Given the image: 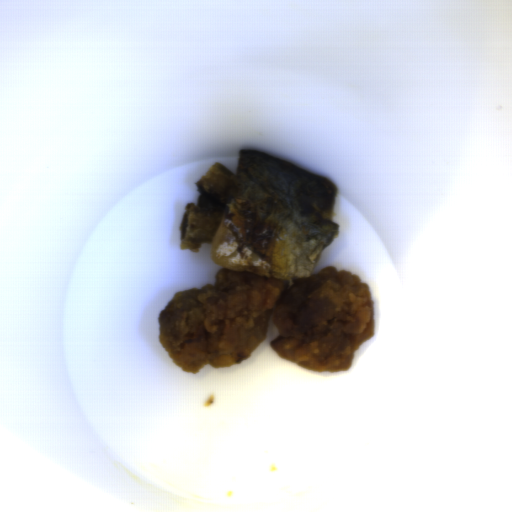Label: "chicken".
Here are the masks:
<instances>
[{"mask_svg":"<svg viewBox=\"0 0 512 512\" xmlns=\"http://www.w3.org/2000/svg\"><path fill=\"white\" fill-rule=\"evenodd\" d=\"M158 340L178 368L225 369L247 359L274 324L275 353L314 373L345 372L374 336L367 284L327 267L293 280L221 269L213 285L173 293L158 316Z\"/></svg>","mask_w":512,"mask_h":512,"instance_id":"chicken-1","label":"chicken"}]
</instances>
